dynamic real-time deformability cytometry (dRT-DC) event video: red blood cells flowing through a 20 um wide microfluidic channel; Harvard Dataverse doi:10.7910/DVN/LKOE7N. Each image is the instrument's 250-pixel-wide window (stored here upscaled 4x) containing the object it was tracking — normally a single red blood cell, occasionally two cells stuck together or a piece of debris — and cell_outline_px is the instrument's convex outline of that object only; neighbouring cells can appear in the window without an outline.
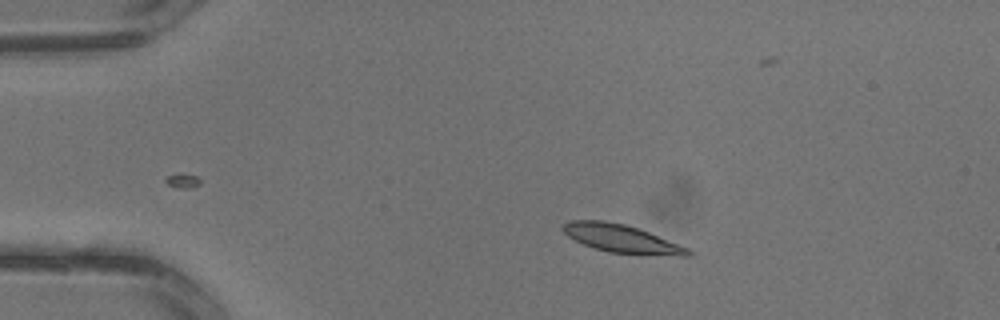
{"species": "common noctule bat (a hibernating species)", "species_latin": "Nyctalus noctula", "temperature_condition": "warm", "stored_images_in_passage": 3, "camera_frame_rate_fps": 3000, "um_per_image_px": 0.085, "animal": {"sex": "male", "body_mass_g": 13.3}, "frame": {"image": 1, "passage_image": 2, "time_ms": 0.333, "image_size_px": [1000, 320], "cell_outline_px": [[692, 256], [680, 256], [608, 252], [584, 244], [568, 236], [560, 228], [568, 220], [604, 220], [624, 224], [640, 228], [688, 248], [692, 252]], "centroid_in_image_um": [52.83, 20.27], "position_along_channel_um": 32.2, "area_um2": 20.35}}